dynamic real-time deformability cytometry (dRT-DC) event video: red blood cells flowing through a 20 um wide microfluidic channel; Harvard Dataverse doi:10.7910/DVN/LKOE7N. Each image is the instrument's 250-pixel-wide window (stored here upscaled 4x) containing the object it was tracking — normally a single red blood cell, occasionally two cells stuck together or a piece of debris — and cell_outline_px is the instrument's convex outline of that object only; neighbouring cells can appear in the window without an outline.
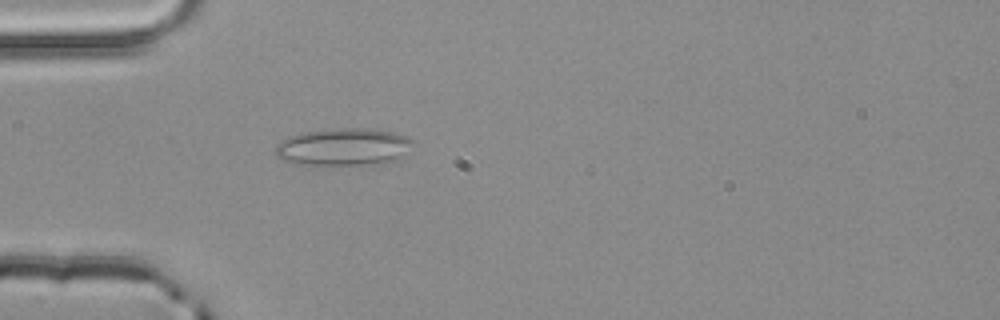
{"species": "common noctule bat (a hibernating species)", "species_latin": "Nyctalus noctula", "temperature_condition": "room temperature", "stored_images_in_passage": 3, "camera_frame_rate_fps": 3000, "um_per_image_px": 0.085, "animal": {"sex": "male", "body_mass_g": 20.4}, "frame": {"image": 1, "passage_image": 3, "time_ms": 0.667, "image_size_px": [1000, 320], "cell_outline_px": [[412, 140], [404, 156], [400, 160], [388, 164], [308, 164], [284, 160], [276, 156], [276, 148], [288, 136], [308, 132], [340, 128], [368, 128], [392, 132], [404, 136]], "centroid_in_image_um": [29.27, 12.49], "position_along_channel_um": 55.7, "area_um2": 29.42}}